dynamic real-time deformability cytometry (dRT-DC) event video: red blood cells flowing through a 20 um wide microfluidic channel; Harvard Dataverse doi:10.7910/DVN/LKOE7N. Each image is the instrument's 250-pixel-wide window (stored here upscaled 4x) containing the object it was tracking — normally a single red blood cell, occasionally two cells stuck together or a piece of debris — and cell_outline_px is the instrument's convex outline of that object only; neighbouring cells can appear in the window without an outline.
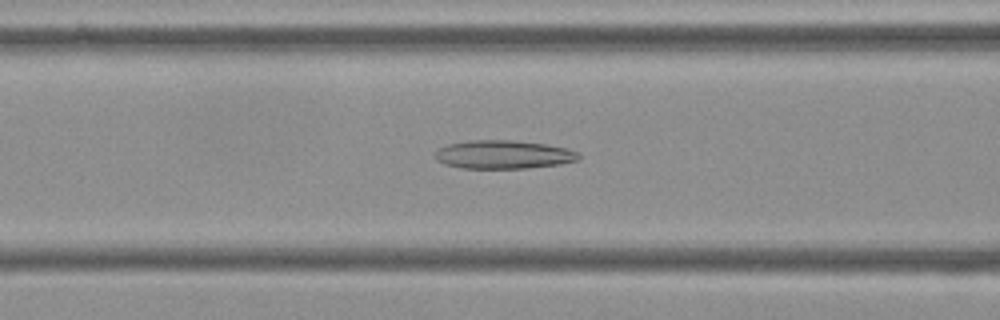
{"species": "Egyptian fruit bat (a non-hibernating species)", "species_latin": "Rousettus aegyptiacus", "temperature_condition": "cold", "stored_images_in_passage": 54, "camera_frame_rate_fps": 3000, "um_per_image_px": 0.085, "frame": {"image": 1, "passage_image": 21, "time_ms": 6.667, "image_size_px": [1000, 320], "cell_outline_px": [[580, 160], [560, 164], [528, 168], [460, 168], [444, 164], [436, 160], [436, 152], [440, 148], [448, 144], [468, 140], [512, 140], [544, 144], [568, 148], [580, 152]], "centroid_in_image_um": [42.83, 13.14], "position_along_channel_um": 123.8, "area_um2": 23.93}}
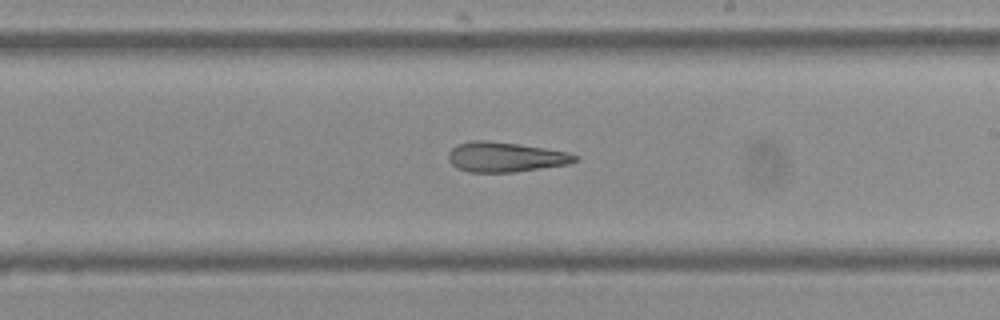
{"frame": {"image": 2, "passage_image": 31, "time_ms": 10.0, "image_size_px": [1000, 320], "cell_outline_px": [[580, 160], [568, 164], [512, 172], [468, 172], [456, 168], [448, 160], [448, 152], [456, 144], [472, 140], [484, 140], [520, 144], [568, 152], [580, 156]], "centroid_in_image_um": [42.95, 13.34], "position_along_channel_um": 246.1, "area_um2": 22.2}}
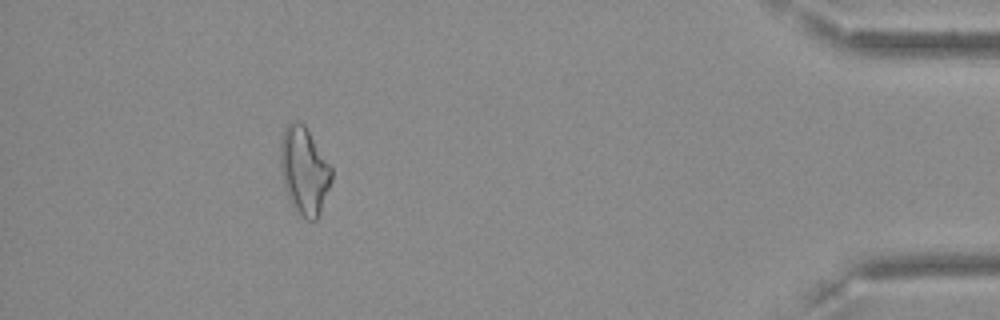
{"frame": {"image": 3, "passage_image": 49, "time_ms": 16.0, "image_size_px": [1000, 320], "cell_outline_px": [[332, 180], [320, 212], [316, 220], [308, 220], [292, 204], [284, 188], [280, 164], [280, 144], [284, 128], [288, 120], [296, 120], [304, 124], [332, 168]], "centroid_in_image_um": [25.84, 14.45], "position_along_channel_um": 409.4, "area_um2": 25.84}, "authors_computed_cell_mechanics": {"area_um2": 24.5072, "velocity_mm_per_s": 3.6667, "shape_relaxation_time_tau1_ms": null, "shape_relaxation_time_tau2_ms": 5.9755, "deformation_change_tau1": null, "deformation_change_tau2": 0.1942}}